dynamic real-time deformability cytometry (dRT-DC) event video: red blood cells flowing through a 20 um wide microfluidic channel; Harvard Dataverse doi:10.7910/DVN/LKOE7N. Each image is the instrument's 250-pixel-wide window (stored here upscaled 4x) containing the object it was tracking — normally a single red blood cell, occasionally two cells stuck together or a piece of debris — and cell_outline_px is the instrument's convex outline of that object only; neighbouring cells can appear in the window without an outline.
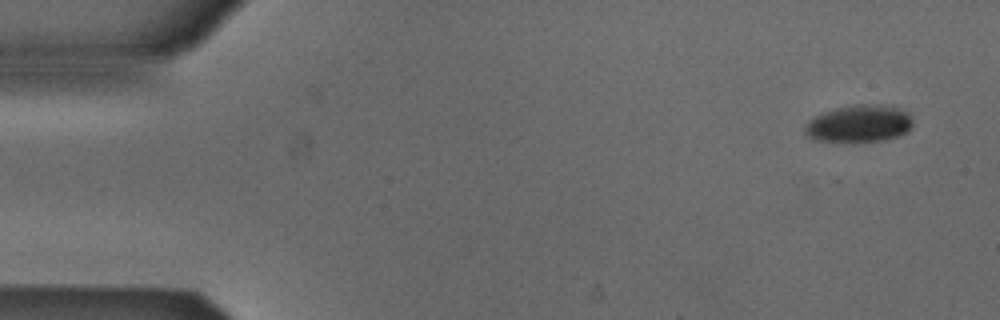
{"species": "Egyptian fruit bat (a non-hibernating species)", "species_latin": "Rousettus aegyptiacus", "temperature_condition": "cold", "stored_images_in_passage": 6, "camera_frame_rate_fps": 3000, "um_per_image_px": 0.085, "animal": {"sex": "male"}, "frame": {"image": 1, "passage_image": 1, "time_ms": 0.0, "image_size_px": [1000, 320], "cell_outline_px": [[912, 124], [904, 132], [896, 136], [880, 140], [812, 140], [804, 132], [804, 124], [812, 116], [836, 108], [856, 104], [876, 104], [900, 108], [912, 112]], "centroid_in_image_um": [73.0, 10.46], "position_along_channel_um": 12.0, "area_um2": 23.12}}
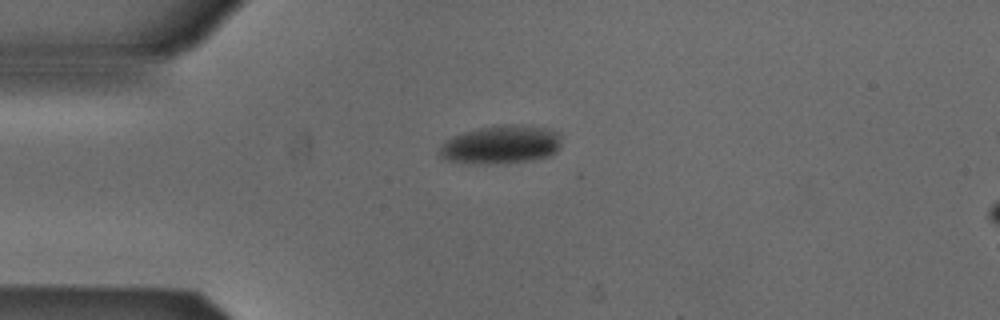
{"frame": {"image": 2, "passage_image": 4, "time_ms": 1.0, "image_size_px": [1000, 320], "cell_outline_px": [[560, 148], [552, 156], [532, 160], [500, 164], [480, 164], [448, 160], [440, 156], [440, 148], [444, 140], [452, 136], [464, 132], [480, 128], [512, 124], [544, 128], [560, 132]], "centroid_in_image_um": [42.62, 12.31], "position_along_channel_um": 42.4, "area_um2": 27.28}}